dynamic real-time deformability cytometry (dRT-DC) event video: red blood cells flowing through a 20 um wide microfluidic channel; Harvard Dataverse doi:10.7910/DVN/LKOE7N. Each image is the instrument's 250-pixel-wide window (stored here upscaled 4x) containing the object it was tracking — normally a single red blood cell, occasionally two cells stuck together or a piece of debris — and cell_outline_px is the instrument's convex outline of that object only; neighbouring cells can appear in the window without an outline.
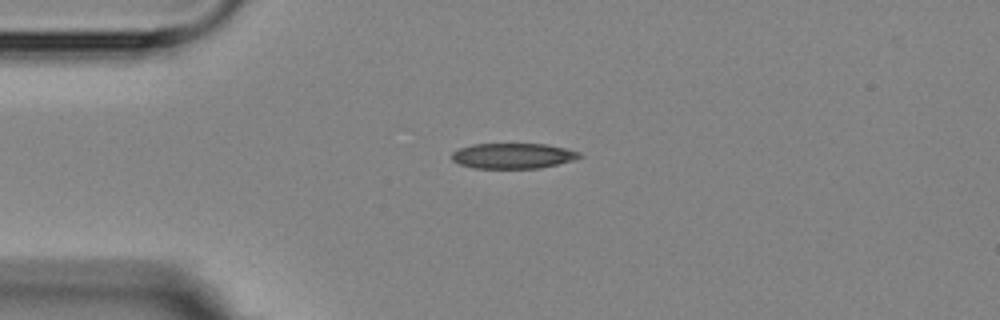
{"species": "Egyptian fruit bat (a non-hibernating species)", "species_latin": "Rousettus aegyptiacus", "temperature_condition": "room temperature", "stored_images_in_passage": 2, "camera_frame_rate_fps": 3000, "um_per_image_px": 0.085, "animal": {"sex": "female"}, "frame": {"image": 1, "passage_image": 1, "time_ms": 0.0, "image_size_px": [1000, 320], "cell_outline_px": [[584, 156], [572, 160], [540, 168], [472, 168], [460, 164], [452, 160], [452, 152], [460, 148], [472, 144], [548, 144], [580, 152]], "centroid_in_image_um": [43.6, 13.24], "position_along_channel_um": 41.4, "area_um2": 18.84}}